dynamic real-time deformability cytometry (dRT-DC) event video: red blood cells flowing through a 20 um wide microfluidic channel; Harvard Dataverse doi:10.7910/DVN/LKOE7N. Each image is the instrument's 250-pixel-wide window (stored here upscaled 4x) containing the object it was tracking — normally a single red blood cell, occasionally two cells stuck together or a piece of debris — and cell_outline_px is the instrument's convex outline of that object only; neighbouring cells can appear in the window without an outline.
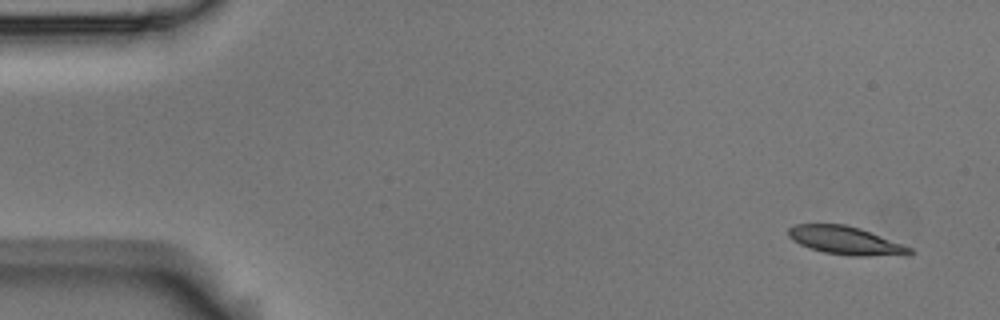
{"species": "Egyptian fruit bat (a non-hibernating species)", "species_latin": "Rousettus aegyptiacus", "temperature_condition": "room temperature", "stored_images_in_passage": 6, "camera_frame_rate_fps": 3000, "um_per_image_px": 0.085, "animal": {"sex": "male"}, "frame": {"image": 1, "passage_image": 1, "time_ms": 0.0, "image_size_px": [1000, 320], "cell_outline_px": [[916, 252], [908, 256], [848, 256], [824, 252], [808, 248], [792, 240], [788, 236], [788, 228], [796, 224], [844, 224], [860, 228], [912, 248]], "centroid_in_image_um": [71.91, 20.47], "position_along_channel_um": 13.1, "area_um2": 20.17}}
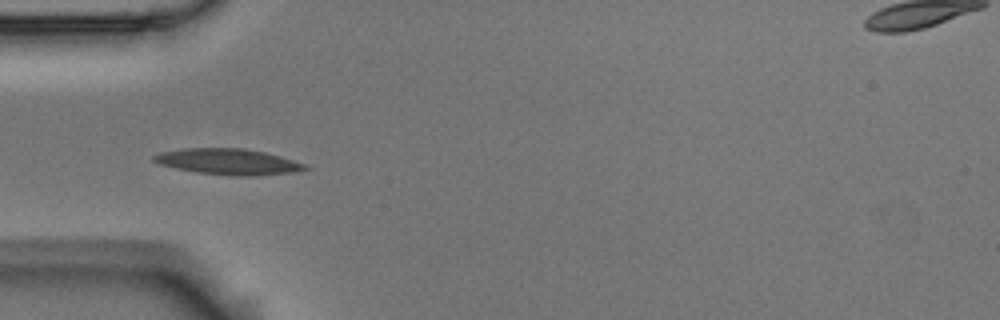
{"frame": {"image": 2, "passage_image": 5, "time_ms": 1.333, "image_size_px": [1000, 320], "cell_outline_px": [[308, 168], [296, 172], [252, 176], [236, 176], [196, 172], [176, 168], [160, 164], [152, 160], [152, 156], [160, 152], [184, 148], [244, 148], [264, 152], [280, 156], [308, 164]], "centroid_in_image_um": [19.41, 13.74], "position_along_channel_um": 65.6, "area_um2": 22.89}}
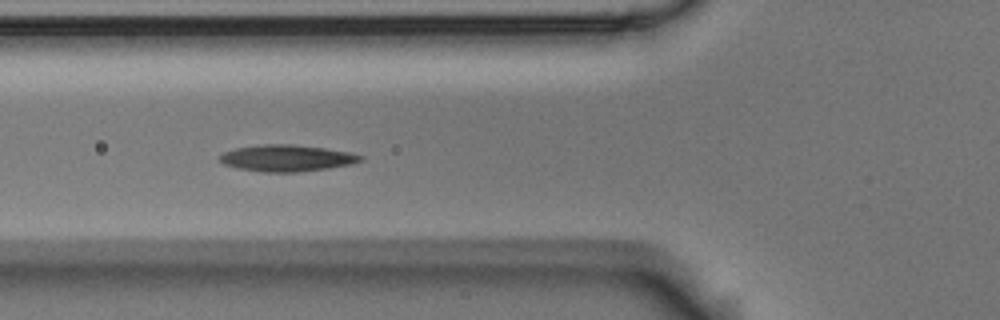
{"frame": {"image": 3, "passage_image": 6, "time_ms": 1.667, "image_size_px": [1000, 320], "cell_outline_px": [[364, 160], [352, 164], [328, 168], [296, 172], [264, 172], [236, 168], [224, 164], [220, 160], [220, 156], [224, 152], [236, 148], [264, 144], [292, 144], [324, 148], [348, 152], [364, 156]], "centroid_in_image_um": [24.39, 13.44], "position_along_channel_um": 101.4, "area_um2": 21.68}}